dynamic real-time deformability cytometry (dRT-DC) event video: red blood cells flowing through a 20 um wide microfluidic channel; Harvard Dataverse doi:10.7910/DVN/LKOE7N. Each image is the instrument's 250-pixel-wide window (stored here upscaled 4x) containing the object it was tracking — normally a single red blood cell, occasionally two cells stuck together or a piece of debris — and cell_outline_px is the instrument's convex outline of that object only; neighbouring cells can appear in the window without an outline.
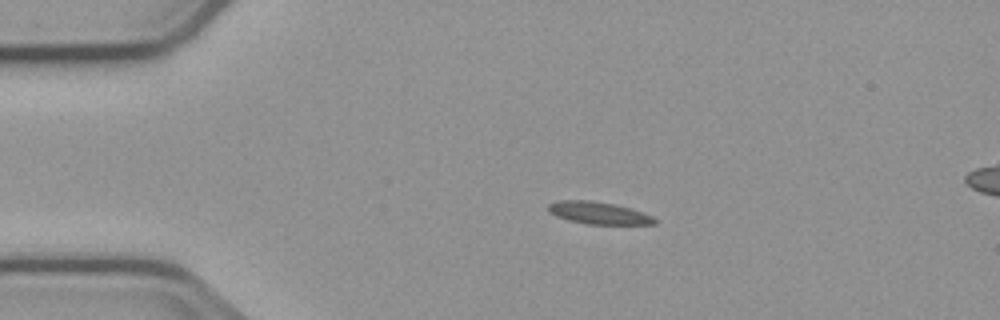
{"species": "common noctule bat (a hibernating species)", "species_latin": "Nyctalus noctula", "temperature_condition": "cold", "stored_images_in_passage": 3, "camera_frame_rate_fps": 3000, "um_per_image_px": 0.085, "animal": {"sex": "male", "body_mass_g": 23.1, "forearm_length_mm": 52.7}, "frame": {"image": 1, "passage_image": 2, "time_ms": 1.333, "image_size_px": [1000, 320], "cell_outline_px": [[656, 224], [588, 224], [568, 220], [556, 216], [548, 212], [548, 204], [560, 200], [588, 200], [616, 204], [632, 208], [644, 212], [652, 216], [656, 220]], "centroid_in_image_um": [50.88, 18.09], "position_along_channel_um": 34.1, "area_um2": 13.87}}